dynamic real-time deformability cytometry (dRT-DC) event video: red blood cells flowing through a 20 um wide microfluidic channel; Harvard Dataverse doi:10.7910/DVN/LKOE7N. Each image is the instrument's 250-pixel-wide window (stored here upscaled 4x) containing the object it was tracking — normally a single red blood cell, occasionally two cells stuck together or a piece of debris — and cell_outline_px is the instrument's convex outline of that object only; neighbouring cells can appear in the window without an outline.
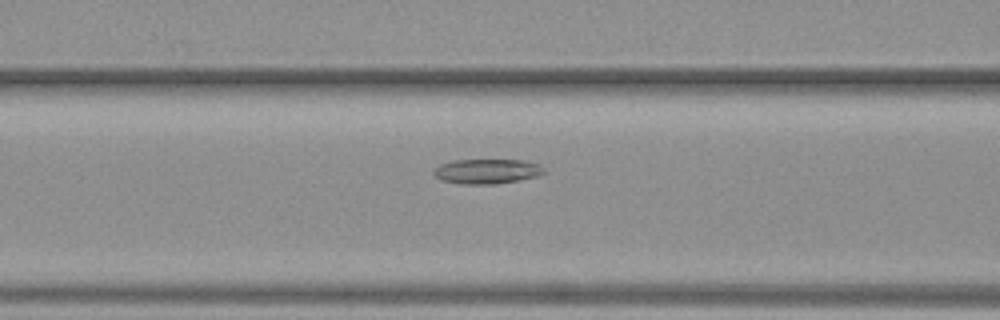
{"species": "common noctule bat (a hibernating species)", "species_latin": "Nyctalus noctula", "temperature_condition": "warm", "stored_images_in_passage": 35, "camera_frame_rate_fps": 3000, "um_per_image_px": 0.085, "animal": {"sex": "female", "body_mass_g": 19.3, "forearm_length_mm": 54.1}, "frame": {"image": 1, "passage_image": 6, "time_ms": 1.667, "image_size_px": [1000, 320], "cell_outline_px": [[544, 172], [536, 176], [496, 184], [460, 184], [440, 180], [432, 172], [432, 168], [440, 164], [452, 160], [524, 160], [540, 164], [544, 168]], "centroid_in_image_um": [41.33, 14.55], "position_along_channel_um": 125.3, "area_um2": 16.01}}
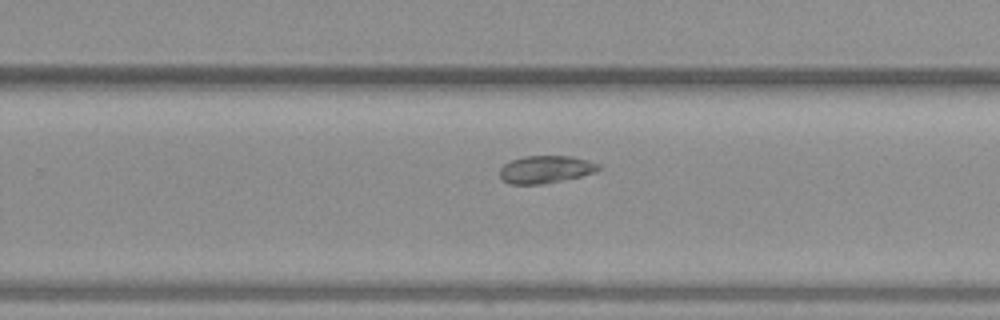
{"frame": {"image": 2, "passage_image": 18, "time_ms": 5.667, "image_size_px": [1000, 320], "cell_outline_px": [[600, 168], [596, 172], [580, 176], [540, 184], [508, 184], [500, 176], [500, 168], [504, 164], [512, 160], [524, 156], [572, 156], [588, 160], [600, 164]], "centroid_in_image_um": [46.38, 14.39], "position_along_channel_um": 283.4, "area_um2": 15.72}}
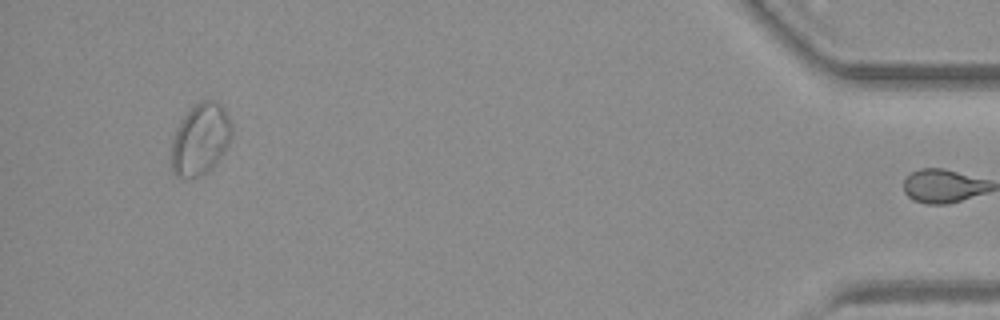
{"frame": {"image": 3, "passage_image": 34, "time_ms": 11.0, "image_size_px": [1000, 320], "cell_outline_px": [[232, 136], [224, 152], [216, 164], [204, 176], [176, 176], [172, 172], [172, 140], [176, 128], [180, 120], [188, 108], [200, 100], [216, 100], [220, 104], [228, 116], [232, 124]], "centroid_in_image_um": [17.04, 11.81], "position_along_channel_um": 418.2, "area_um2": 25.43}, "authors_computed_cell_mechanics": {"area_um2": 16.762, "velocity_mm_per_s": 3.9644, "shape_relaxation_time_tau1_ms": null, "shape_relaxation_time_tau2_ms": 1.7798, "deformation_change_tau1": null, "deformation_change_tau2": 0.0475}}